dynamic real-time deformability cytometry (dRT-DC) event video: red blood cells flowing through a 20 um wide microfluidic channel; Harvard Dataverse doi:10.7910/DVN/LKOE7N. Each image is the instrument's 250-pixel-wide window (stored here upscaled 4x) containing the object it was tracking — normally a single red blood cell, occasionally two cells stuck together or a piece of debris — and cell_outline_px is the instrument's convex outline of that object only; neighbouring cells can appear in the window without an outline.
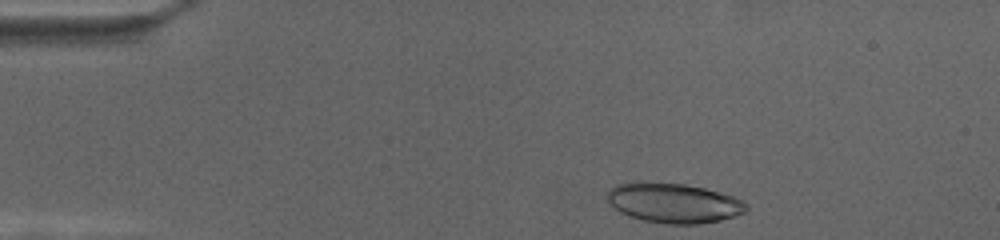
{"species": "human", "species_latin": "Homo sapiens", "temperature_condition": "cold", "stored_images_in_passage": 10, "camera_frame_rate_fps": 3000, "um_per_image_px": 0.085, "donor": {"sex": "female"}, "frame": {"image": 1, "passage_image": 1, "time_ms": 0.0, "image_size_px": [1000, 240], "cell_outline_px": [[748, 208], [744, 212], [720, 220], [700, 224], [668, 224], [644, 220], [628, 216], [620, 212], [608, 200], [608, 192], [616, 184], [684, 184], [704, 188], [732, 196], [748, 204]], "centroid_in_image_um": [57.31, 17.29], "position_along_channel_um": 27.7, "area_um2": 31.21}}